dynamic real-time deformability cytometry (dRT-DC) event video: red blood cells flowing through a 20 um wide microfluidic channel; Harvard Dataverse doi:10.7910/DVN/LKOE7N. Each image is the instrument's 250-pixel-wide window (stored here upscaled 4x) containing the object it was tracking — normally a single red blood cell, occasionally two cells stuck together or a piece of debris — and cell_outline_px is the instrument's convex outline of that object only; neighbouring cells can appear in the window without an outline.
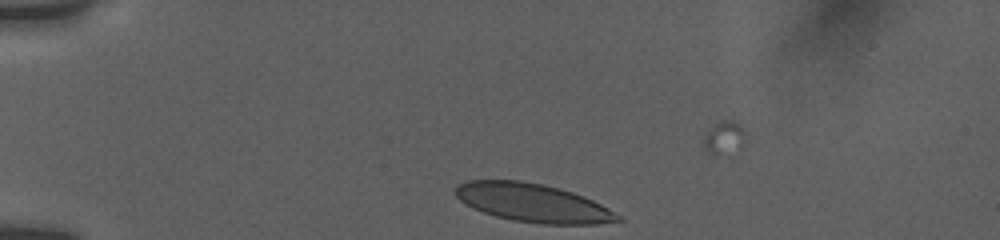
{"species": "human", "species_latin": "Homo sapiens", "temperature_condition": "room temperature", "stored_images_in_passage": 3, "camera_frame_rate_fps": 3000, "um_per_image_px": 0.085, "donor": {"sex": "female"}, "frame": {"image": 1, "passage_image": 1, "time_ms": 0.0, "image_size_px": [1000, 240], "cell_outline_px": [[624, 220], [596, 224], [540, 224], [512, 220], [496, 216], [472, 208], [464, 204], [452, 192], [460, 184], [468, 180], [520, 180], [544, 184], [572, 192], [584, 196], [624, 216]], "centroid_in_image_um": [45.3, 17.24], "position_along_channel_um": 39.7, "area_um2": 36.53}}